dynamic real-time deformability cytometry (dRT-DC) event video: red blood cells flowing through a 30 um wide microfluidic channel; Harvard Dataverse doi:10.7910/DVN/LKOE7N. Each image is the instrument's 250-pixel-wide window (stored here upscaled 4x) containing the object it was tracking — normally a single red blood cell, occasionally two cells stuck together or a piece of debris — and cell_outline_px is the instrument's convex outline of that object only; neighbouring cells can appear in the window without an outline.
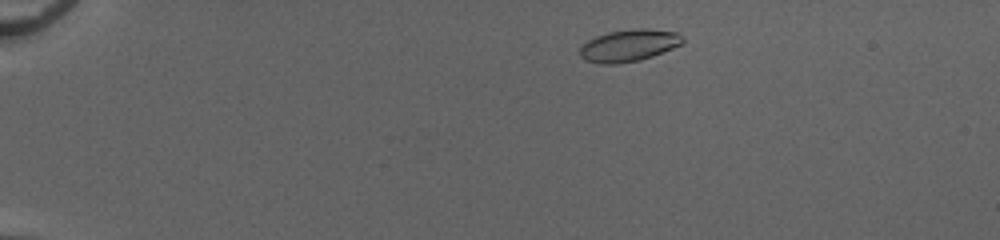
{"species": "common noctule bat (a hibernating species)", "species_latin": "Nyctalus noctula", "temperature_condition": "cold", "stored_images_in_passage": 46, "camera_frame_rate_fps": 3000, "um_per_image_px": 0.085, "animal": {"sex": "female", "body_mass_g": 20.0, "forearm_length_mm": 54.0}, "frame": {"image": 1, "passage_image": 4, "time_ms": 1.0, "image_size_px": [1000, 240], "cell_outline_px": [[684, 40], [680, 44], [672, 48], [652, 56], [640, 60], [616, 64], [600, 64], [584, 60], [580, 56], [580, 48], [588, 40], [596, 36], [608, 32], [636, 28], [648, 28], [676, 32], [684, 36]], "centroid_in_image_um": [53.45, 3.86], "position_along_channel_um": 31.6, "area_um2": 19.19}}
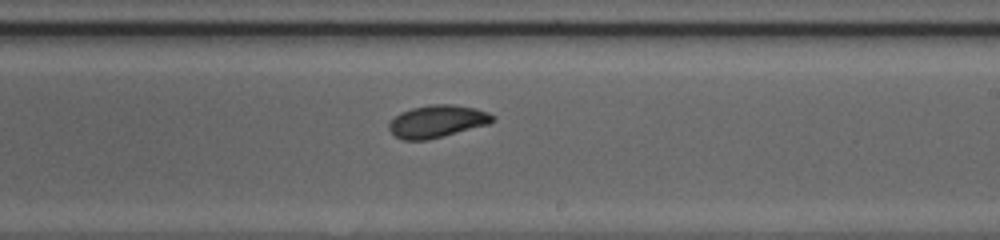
{"frame": {"image": 2, "passage_image": 27, "time_ms": 8.667, "image_size_px": [1000, 240], "cell_outline_px": [[496, 120], [488, 124], [444, 136], [428, 140], [404, 140], [396, 136], [388, 128], [388, 124], [400, 112], [412, 108], [432, 104], [452, 104], [476, 108], [488, 112], [496, 116]], "centroid_in_image_um": [37.19, 10.31], "position_along_channel_um": 251.8, "area_um2": 19.59}}
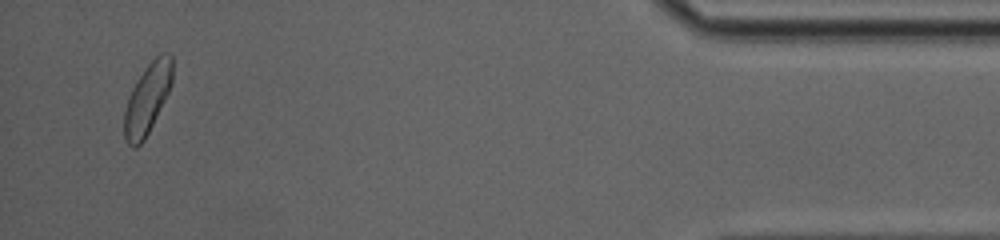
{"frame": {"image": 3, "passage_image": 44, "time_ms": 14.333, "image_size_px": [1000, 240], "cell_outline_px": [[172, 84], [144, 140], [136, 148], [132, 148], [124, 140], [124, 112], [128, 96], [136, 80], [148, 64], [160, 52], [172, 52]], "centroid_in_image_um": [12.51, 8.37], "position_along_channel_um": 422.7, "area_um2": 19.71}, "authors_computed_cell_mechanics": {"area_um2": 19.1896, "velocity_mm_per_s": 4.0955, "shape_relaxation_time_tau1_ms": 4.0052, "shape_relaxation_time_tau2_ms": null, "deformation_change_tau1": 0.1119, "deformation_change_tau2": null}}